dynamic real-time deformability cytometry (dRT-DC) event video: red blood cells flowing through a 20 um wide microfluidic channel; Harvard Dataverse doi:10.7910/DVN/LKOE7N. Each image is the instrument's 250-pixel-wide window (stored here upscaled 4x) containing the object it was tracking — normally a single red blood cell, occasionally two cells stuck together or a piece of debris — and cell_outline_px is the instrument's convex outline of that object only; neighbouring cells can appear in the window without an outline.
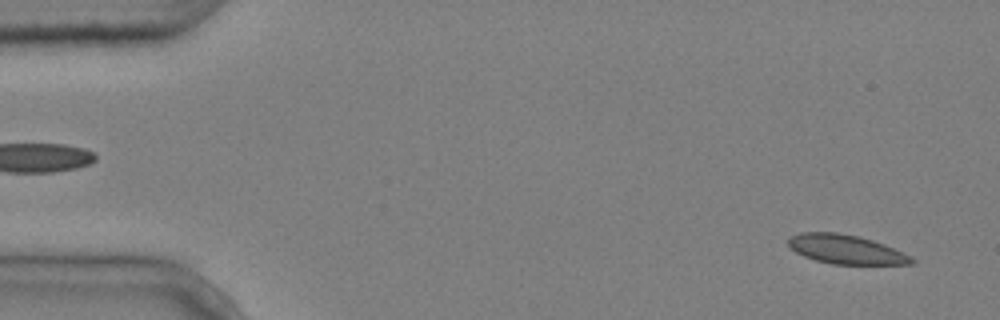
{"species": "common noctule bat (a hibernating species)", "species_latin": "Nyctalus noctula", "temperature_condition": "cold", "stored_images_in_passage": 4, "camera_frame_rate_fps": 3000, "um_per_image_px": 0.085, "animal": {"sex": "male", "body_mass_g": 20.4}, "frame": {"image": 1, "passage_image": 4, "time_ms": 1.0, "image_size_px": [1000, 320], "cell_outline_px": [[916, 264], [832, 264], [816, 260], [804, 256], [788, 248], [788, 240], [792, 236], [800, 232], [836, 232], [856, 236], [872, 240], [884, 244], [916, 260]], "centroid_in_image_um": [71.86, 21.2], "position_along_channel_um": 13.1, "area_um2": 20.69}}